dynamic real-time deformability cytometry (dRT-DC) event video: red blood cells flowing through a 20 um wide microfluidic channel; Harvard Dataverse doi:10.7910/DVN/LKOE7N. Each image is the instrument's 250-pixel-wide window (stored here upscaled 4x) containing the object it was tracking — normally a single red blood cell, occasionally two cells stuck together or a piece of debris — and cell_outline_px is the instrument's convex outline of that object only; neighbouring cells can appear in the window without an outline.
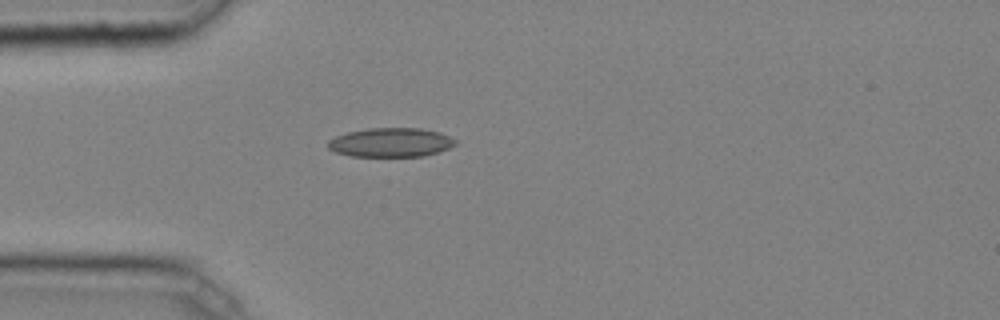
{"species": "common noctule bat (a hibernating species)", "species_latin": "Nyctalus noctula", "temperature_condition": "cold", "stored_images_in_passage": 32, "camera_frame_rate_fps": 3000, "um_per_image_px": 0.085, "animal": {"sex": "male", "body_mass_g": 20.4}, "frame": {"image": 1, "passage_image": 1, "time_ms": 0.0, "image_size_px": [1000, 320], "cell_outline_px": [[456, 144], [448, 148], [424, 156], [352, 156], [336, 152], [328, 148], [328, 140], [336, 136], [348, 132], [368, 128], [420, 128], [440, 132], [456, 140]], "centroid_in_image_um": [33.21, 12.1], "position_along_channel_um": 51.8, "area_um2": 21.44}}
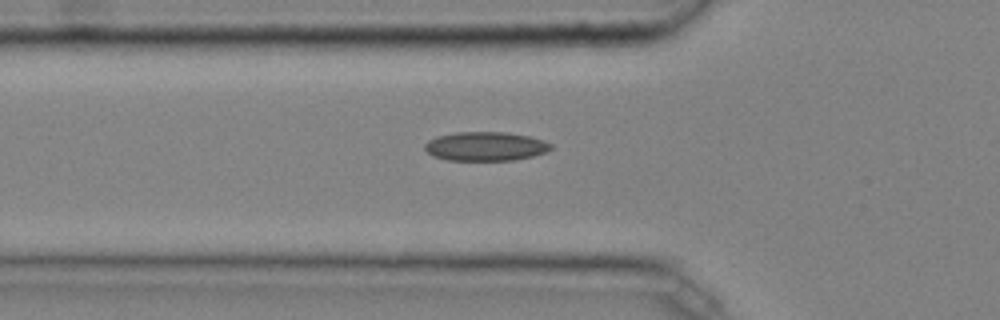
{"frame": {"image": 2, "passage_image": 4, "time_ms": 1.0, "image_size_px": [1000, 320], "cell_outline_px": [[552, 148], [548, 152], [532, 156], [512, 160], [448, 160], [432, 156], [424, 148], [424, 144], [428, 140], [436, 136], [456, 132], [508, 132], [528, 136], [544, 140], [552, 144]], "centroid_in_image_um": [41.27, 12.43], "position_along_channel_um": 84.5, "area_um2": 21.44}}
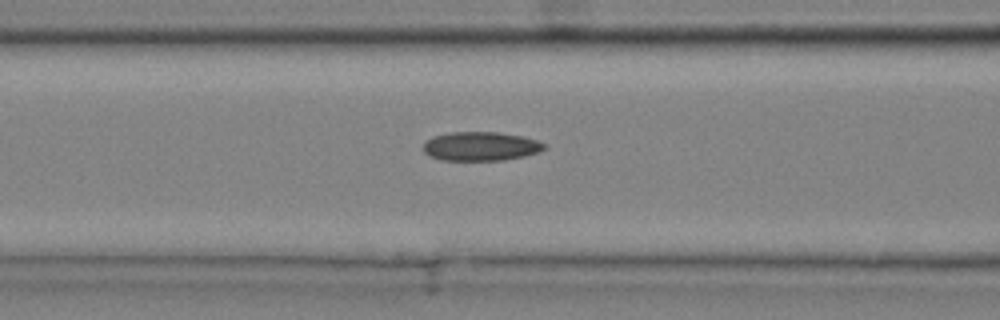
{"frame": {"image": 3, "passage_image": 7, "time_ms": 2.0, "image_size_px": [1000, 320], "cell_outline_px": [[548, 148], [540, 152], [524, 156], [504, 160], [440, 160], [424, 152], [424, 144], [432, 136], [452, 132], [496, 132], [520, 136], [536, 140], [548, 144]], "centroid_in_image_um": [40.91, 12.44], "position_along_channel_um": 125.7, "area_um2": 20.4}, "authors_computed_cell_mechanics": {"area_um2": 19.9699, "velocity_mm_per_s": 4.0815, "shape_relaxation_time_tau1_ms": null, "shape_relaxation_time_tau2_ms": 10.0749, "deformation_change_tau1": null, "deformation_change_tau2": 0.1855}}